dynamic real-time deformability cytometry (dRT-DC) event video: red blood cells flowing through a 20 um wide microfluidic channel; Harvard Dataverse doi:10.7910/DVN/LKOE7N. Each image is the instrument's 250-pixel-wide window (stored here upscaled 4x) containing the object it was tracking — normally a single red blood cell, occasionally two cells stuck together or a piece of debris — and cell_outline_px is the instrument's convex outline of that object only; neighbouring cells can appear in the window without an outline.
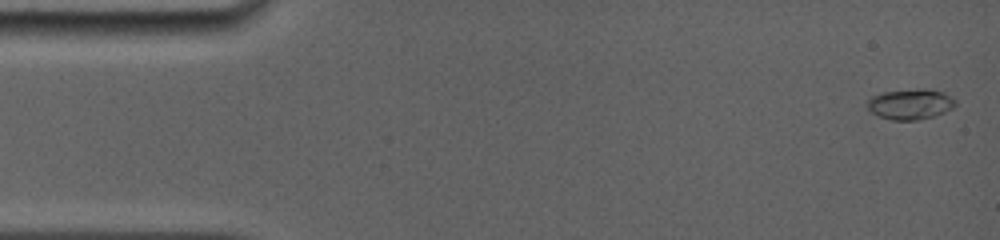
{"species": "common noctule bat (a hibernating species)", "species_latin": "Nyctalus noctula", "temperature_condition": "room temperature", "stored_images_in_passage": 29, "camera_frame_rate_fps": 5000, "um_per_image_px": 0.085, "animal": {"sex": "female", "body_mass_g": 19.0, "forearm_length_mm": 56.7}, "frame": {"image": 1, "passage_image": 1, "time_ms": 0.0, "image_size_px": [1000, 240], "cell_outline_px": [[956, 104], [952, 108], [944, 112], [932, 116], [916, 120], [892, 120], [880, 116], [872, 112], [864, 104], [872, 96], [884, 92], [916, 88], [924, 88], [944, 92], [956, 100]], "centroid_in_image_um": [77.37, 8.83], "position_along_channel_um": 7.6, "area_um2": 15.66}}
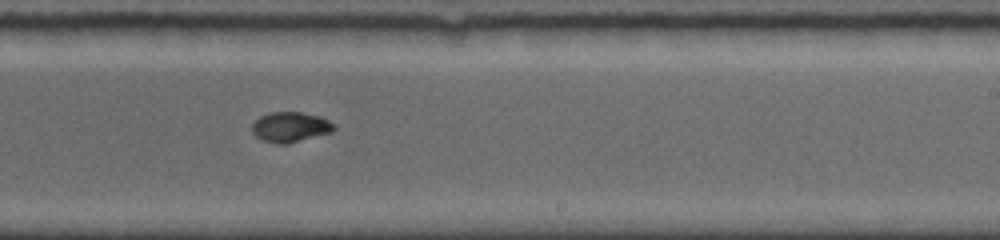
{"frame": {"image": 2, "passage_image": 13, "time_ms": 9.6, "image_size_px": [1000, 240], "cell_outline_px": [[336, 128], [332, 132], [288, 144], [276, 144], [264, 140], [256, 136], [252, 132], [252, 124], [260, 116], [272, 112], [300, 112], [320, 116], [336, 124]], "centroid_in_image_um": [24.71, 10.8], "position_along_channel_um": 264.3, "area_um2": 14.45}}
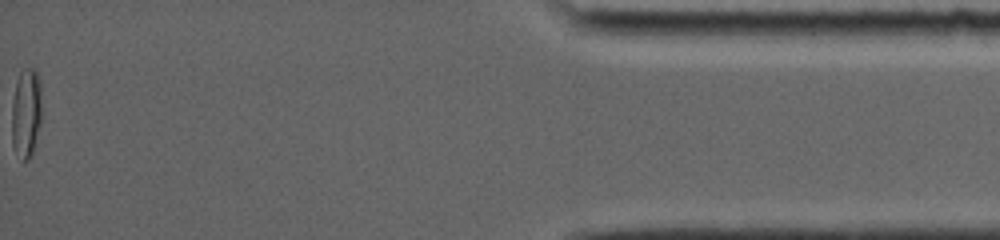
{"frame": {"image": 3, "passage_image": 29, "time_ms": 15.8, "image_size_px": [1000, 240], "cell_outline_px": [[40, 124], [32, 152], [28, 160], [24, 160], [12, 144], [12, 100], [16, 84], [20, 72], [24, 68], [36, 68], [40, 80]], "centroid_in_image_um": [2.22, 9.52], "position_along_channel_um": 433.0, "area_um2": 15.32}, "authors_computed_cell_mechanics": {"area_um2": 14.6812, "velocity_mm_per_s": 3.9584, "shape_relaxation_time_tau1_ms": 4.1845, "shape_relaxation_time_tau2_ms": 2.7355, "deformation_change_tau1": 0.1769, "deformation_change_tau2": 0.0308}}